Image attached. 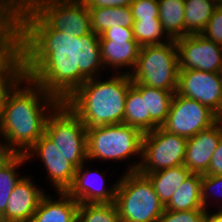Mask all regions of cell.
I'll return each instance as SVG.
<instances>
[{
    "instance_id": "2e32d148",
    "label": "cell",
    "mask_w": 222,
    "mask_h": 222,
    "mask_svg": "<svg viewBox=\"0 0 222 222\" xmlns=\"http://www.w3.org/2000/svg\"><path fill=\"white\" fill-rule=\"evenodd\" d=\"M23 176L8 199L0 222H30L45 191L36 188L34 180Z\"/></svg>"
},
{
    "instance_id": "7402d4cb",
    "label": "cell",
    "mask_w": 222,
    "mask_h": 222,
    "mask_svg": "<svg viewBox=\"0 0 222 222\" xmlns=\"http://www.w3.org/2000/svg\"><path fill=\"white\" fill-rule=\"evenodd\" d=\"M192 172L184 165L162 169L146 174L158 195L160 202L165 206L174 192L180 187Z\"/></svg>"
},
{
    "instance_id": "5b68a950",
    "label": "cell",
    "mask_w": 222,
    "mask_h": 222,
    "mask_svg": "<svg viewBox=\"0 0 222 222\" xmlns=\"http://www.w3.org/2000/svg\"><path fill=\"white\" fill-rule=\"evenodd\" d=\"M178 54L175 40L164 44L147 45L140 49L132 82L175 93L178 86Z\"/></svg>"
},
{
    "instance_id": "60d3db41",
    "label": "cell",
    "mask_w": 222,
    "mask_h": 222,
    "mask_svg": "<svg viewBox=\"0 0 222 222\" xmlns=\"http://www.w3.org/2000/svg\"><path fill=\"white\" fill-rule=\"evenodd\" d=\"M7 153H5L1 148H0V160L6 155Z\"/></svg>"
},
{
    "instance_id": "5bb4252c",
    "label": "cell",
    "mask_w": 222,
    "mask_h": 222,
    "mask_svg": "<svg viewBox=\"0 0 222 222\" xmlns=\"http://www.w3.org/2000/svg\"><path fill=\"white\" fill-rule=\"evenodd\" d=\"M27 160H42L47 170V177L57 192H66L71 186L76 168L68 162L67 157L58 149L54 142L44 133L24 154ZM30 158V159H29Z\"/></svg>"
},
{
    "instance_id": "8d00e7d4",
    "label": "cell",
    "mask_w": 222,
    "mask_h": 222,
    "mask_svg": "<svg viewBox=\"0 0 222 222\" xmlns=\"http://www.w3.org/2000/svg\"><path fill=\"white\" fill-rule=\"evenodd\" d=\"M88 9L102 8V7H127L130 6L134 0H83Z\"/></svg>"
},
{
    "instance_id": "7a4b0ae2",
    "label": "cell",
    "mask_w": 222,
    "mask_h": 222,
    "mask_svg": "<svg viewBox=\"0 0 222 222\" xmlns=\"http://www.w3.org/2000/svg\"><path fill=\"white\" fill-rule=\"evenodd\" d=\"M59 103L41 86L24 76L9 91L5 100L0 121V137L5 142L0 141V148L5 153L25 154L45 133L48 115Z\"/></svg>"
},
{
    "instance_id": "52a82bcc",
    "label": "cell",
    "mask_w": 222,
    "mask_h": 222,
    "mask_svg": "<svg viewBox=\"0 0 222 222\" xmlns=\"http://www.w3.org/2000/svg\"><path fill=\"white\" fill-rule=\"evenodd\" d=\"M45 134L76 169L88 161L87 128L65 102H60L48 115Z\"/></svg>"
},
{
    "instance_id": "e0dca14e",
    "label": "cell",
    "mask_w": 222,
    "mask_h": 222,
    "mask_svg": "<svg viewBox=\"0 0 222 222\" xmlns=\"http://www.w3.org/2000/svg\"><path fill=\"white\" fill-rule=\"evenodd\" d=\"M84 168L85 163H83L78 169H76L73 182L66 192L79 204L114 203L118 181L115 182V184L111 188L107 189L104 185L105 179L101 172H99L98 170H84ZM94 174L96 176H100V185H96V183L94 182ZM91 175H94V178L91 177Z\"/></svg>"
},
{
    "instance_id": "4dcf8cb0",
    "label": "cell",
    "mask_w": 222,
    "mask_h": 222,
    "mask_svg": "<svg viewBox=\"0 0 222 222\" xmlns=\"http://www.w3.org/2000/svg\"><path fill=\"white\" fill-rule=\"evenodd\" d=\"M130 7L133 19H159L158 0H134Z\"/></svg>"
},
{
    "instance_id": "74e56055",
    "label": "cell",
    "mask_w": 222,
    "mask_h": 222,
    "mask_svg": "<svg viewBox=\"0 0 222 222\" xmlns=\"http://www.w3.org/2000/svg\"><path fill=\"white\" fill-rule=\"evenodd\" d=\"M21 17L26 14L33 4V0H5Z\"/></svg>"
},
{
    "instance_id": "b9f144b4",
    "label": "cell",
    "mask_w": 222,
    "mask_h": 222,
    "mask_svg": "<svg viewBox=\"0 0 222 222\" xmlns=\"http://www.w3.org/2000/svg\"><path fill=\"white\" fill-rule=\"evenodd\" d=\"M219 73H220V76H221V81H222V69H221V71H220Z\"/></svg>"
},
{
    "instance_id": "9a60e30c",
    "label": "cell",
    "mask_w": 222,
    "mask_h": 222,
    "mask_svg": "<svg viewBox=\"0 0 222 222\" xmlns=\"http://www.w3.org/2000/svg\"><path fill=\"white\" fill-rule=\"evenodd\" d=\"M222 134V122L187 138L184 166L192 173L206 174Z\"/></svg>"
},
{
    "instance_id": "603a6c76",
    "label": "cell",
    "mask_w": 222,
    "mask_h": 222,
    "mask_svg": "<svg viewBox=\"0 0 222 222\" xmlns=\"http://www.w3.org/2000/svg\"><path fill=\"white\" fill-rule=\"evenodd\" d=\"M91 29L97 35L111 27L132 28L134 19L130 6L127 7H102L89 9Z\"/></svg>"
},
{
    "instance_id": "ac0fdd59",
    "label": "cell",
    "mask_w": 222,
    "mask_h": 222,
    "mask_svg": "<svg viewBox=\"0 0 222 222\" xmlns=\"http://www.w3.org/2000/svg\"><path fill=\"white\" fill-rule=\"evenodd\" d=\"M56 193L57 201L46 194L42 197L30 222H78L79 203L67 192Z\"/></svg>"
},
{
    "instance_id": "44dd1931",
    "label": "cell",
    "mask_w": 222,
    "mask_h": 222,
    "mask_svg": "<svg viewBox=\"0 0 222 222\" xmlns=\"http://www.w3.org/2000/svg\"><path fill=\"white\" fill-rule=\"evenodd\" d=\"M202 174L191 173L164 206L170 211L206 210L201 201Z\"/></svg>"
},
{
    "instance_id": "f35d334b",
    "label": "cell",
    "mask_w": 222,
    "mask_h": 222,
    "mask_svg": "<svg viewBox=\"0 0 222 222\" xmlns=\"http://www.w3.org/2000/svg\"><path fill=\"white\" fill-rule=\"evenodd\" d=\"M207 210L204 222H222V208L219 207L215 213L210 214Z\"/></svg>"
},
{
    "instance_id": "277c9868",
    "label": "cell",
    "mask_w": 222,
    "mask_h": 222,
    "mask_svg": "<svg viewBox=\"0 0 222 222\" xmlns=\"http://www.w3.org/2000/svg\"><path fill=\"white\" fill-rule=\"evenodd\" d=\"M118 180L114 203L121 222H157L165 208L149 178L133 171Z\"/></svg>"
},
{
    "instance_id": "6da1fadb",
    "label": "cell",
    "mask_w": 222,
    "mask_h": 222,
    "mask_svg": "<svg viewBox=\"0 0 222 222\" xmlns=\"http://www.w3.org/2000/svg\"><path fill=\"white\" fill-rule=\"evenodd\" d=\"M21 25L23 73L59 102L104 69L99 35L93 31L75 37L53 30L32 8Z\"/></svg>"
},
{
    "instance_id": "4fadbf2b",
    "label": "cell",
    "mask_w": 222,
    "mask_h": 222,
    "mask_svg": "<svg viewBox=\"0 0 222 222\" xmlns=\"http://www.w3.org/2000/svg\"><path fill=\"white\" fill-rule=\"evenodd\" d=\"M176 92L179 95L198 101L218 117L222 115V81L220 73L196 69L179 70Z\"/></svg>"
},
{
    "instance_id": "8fae6325",
    "label": "cell",
    "mask_w": 222,
    "mask_h": 222,
    "mask_svg": "<svg viewBox=\"0 0 222 222\" xmlns=\"http://www.w3.org/2000/svg\"><path fill=\"white\" fill-rule=\"evenodd\" d=\"M99 39L103 67L116 69L115 74L122 73L119 68L129 67L131 70L128 72L126 68L127 72L123 73L130 74L136 66L141 49L134 38L132 28L111 27L103 31Z\"/></svg>"
},
{
    "instance_id": "d590c367",
    "label": "cell",
    "mask_w": 222,
    "mask_h": 222,
    "mask_svg": "<svg viewBox=\"0 0 222 222\" xmlns=\"http://www.w3.org/2000/svg\"><path fill=\"white\" fill-rule=\"evenodd\" d=\"M208 175H222V134L217 149L209 163Z\"/></svg>"
},
{
    "instance_id": "836d02e7",
    "label": "cell",
    "mask_w": 222,
    "mask_h": 222,
    "mask_svg": "<svg viewBox=\"0 0 222 222\" xmlns=\"http://www.w3.org/2000/svg\"><path fill=\"white\" fill-rule=\"evenodd\" d=\"M21 25V16L5 1L0 0V28Z\"/></svg>"
},
{
    "instance_id": "ba28073f",
    "label": "cell",
    "mask_w": 222,
    "mask_h": 222,
    "mask_svg": "<svg viewBox=\"0 0 222 222\" xmlns=\"http://www.w3.org/2000/svg\"><path fill=\"white\" fill-rule=\"evenodd\" d=\"M187 138L170 133L162 127L143 134L141 161L132 163L126 172L143 175L184 165Z\"/></svg>"
},
{
    "instance_id": "cb8c5ba5",
    "label": "cell",
    "mask_w": 222,
    "mask_h": 222,
    "mask_svg": "<svg viewBox=\"0 0 222 222\" xmlns=\"http://www.w3.org/2000/svg\"><path fill=\"white\" fill-rule=\"evenodd\" d=\"M184 36L201 34L220 2L215 0H184Z\"/></svg>"
},
{
    "instance_id": "ffe728a7",
    "label": "cell",
    "mask_w": 222,
    "mask_h": 222,
    "mask_svg": "<svg viewBox=\"0 0 222 222\" xmlns=\"http://www.w3.org/2000/svg\"><path fill=\"white\" fill-rule=\"evenodd\" d=\"M0 73H23L22 26L0 28Z\"/></svg>"
},
{
    "instance_id": "83f0119b",
    "label": "cell",
    "mask_w": 222,
    "mask_h": 222,
    "mask_svg": "<svg viewBox=\"0 0 222 222\" xmlns=\"http://www.w3.org/2000/svg\"><path fill=\"white\" fill-rule=\"evenodd\" d=\"M132 31L135 40L141 47L164 44L171 40L163 30L160 19H134ZM165 39L167 40L165 41Z\"/></svg>"
},
{
    "instance_id": "9c48e42d",
    "label": "cell",
    "mask_w": 222,
    "mask_h": 222,
    "mask_svg": "<svg viewBox=\"0 0 222 222\" xmlns=\"http://www.w3.org/2000/svg\"><path fill=\"white\" fill-rule=\"evenodd\" d=\"M32 9L53 30L75 37L92 32L90 12L83 0H33Z\"/></svg>"
},
{
    "instance_id": "3957f363",
    "label": "cell",
    "mask_w": 222,
    "mask_h": 222,
    "mask_svg": "<svg viewBox=\"0 0 222 222\" xmlns=\"http://www.w3.org/2000/svg\"><path fill=\"white\" fill-rule=\"evenodd\" d=\"M108 79H87L65 101L86 127L123 123L126 95L133 82L128 73H114Z\"/></svg>"
},
{
    "instance_id": "e575fe53",
    "label": "cell",
    "mask_w": 222,
    "mask_h": 222,
    "mask_svg": "<svg viewBox=\"0 0 222 222\" xmlns=\"http://www.w3.org/2000/svg\"><path fill=\"white\" fill-rule=\"evenodd\" d=\"M24 76V73H0V93H9Z\"/></svg>"
},
{
    "instance_id": "f1b7e54d",
    "label": "cell",
    "mask_w": 222,
    "mask_h": 222,
    "mask_svg": "<svg viewBox=\"0 0 222 222\" xmlns=\"http://www.w3.org/2000/svg\"><path fill=\"white\" fill-rule=\"evenodd\" d=\"M78 222H121L115 203H82Z\"/></svg>"
},
{
    "instance_id": "7c38bea8",
    "label": "cell",
    "mask_w": 222,
    "mask_h": 222,
    "mask_svg": "<svg viewBox=\"0 0 222 222\" xmlns=\"http://www.w3.org/2000/svg\"><path fill=\"white\" fill-rule=\"evenodd\" d=\"M179 70L196 69L219 73L222 69V45L202 34L186 35L175 40Z\"/></svg>"
},
{
    "instance_id": "30bf717a",
    "label": "cell",
    "mask_w": 222,
    "mask_h": 222,
    "mask_svg": "<svg viewBox=\"0 0 222 222\" xmlns=\"http://www.w3.org/2000/svg\"><path fill=\"white\" fill-rule=\"evenodd\" d=\"M218 120L219 117L208 107L175 92L168 116L161 127L170 133L190 138Z\"/></svg>"
},
{
    "instance_id": "1f68e13d",
    "label": "cell",
    "mask_w": 222,
    "mask_h": 222,
    "mask_svg": "<svg viewBox=\"0 0 222 222\" xmlns=\"http://www.w3.org/2000/svg\"><path fill=\"white\" fill-rule=\"evenodd\" d=\"M201 34L214 43L222 45V4H218Z\"/></svg>"
},
{
    "instance_id": "4316f807",
    "label": "cell",
    "mask_w": 222,
    "mask_h": 222,
    "mask_svg": "<svg viewBox=\"0 0 222 222\" xmlns=\"http://www.w3.org/2000/svg\"><path fill=\"white\" fill-rule=\"evenodd\" d=\"M123 123L146 133V95L132 85L126 95Z\"/></svg>"
},
{
    "instance_id": "ab89813d",
    "label": "cell",
    "mask_w": 222,
    "mask_h": 222,
    "mask_svg": "<svg viewBox=\"0 0 222 222\" xmlns=\"http://www.w3.org/2000/svg\"><path fill=\"white\" fill-rule=\"evenodd\" d=\"M7 95L8 93H0V121H1L2 111L4 108V103H5Z\"/></svg>"
},
{
    "instance_id": "d4e9b609",
    "label": "cell",
    "mask_w": 222,
    "mask_h": 222,
    "mask_svg": "<svg viewBox=\"0 0 222 222\" xmlns=\"http://www.w3.org/2000/svg\"><path fill=\"white\" fill-rule=\"evenodd\" d=\"M28 161L24 154L7 153L0 160V217L5 208L11 192L23 177L16 172L17 167Z\"/></svg>"
},
{
    "instance_id": "d6986e66",
    "label": "cell",
    "mask_w": 222,
    "mask_h": 222,
    "mask_svg": "<svg viewBox=\"0 0 222 222\" xmlns=\"http://www.w3.org/2000/svg\"><path fill=\"white\" fill-rule=\"evenodd\" d=\"M132 85L141 95H146V133L161 127L168 116L174 93L139 82H133Z\"/></svg>"
},
{
    "instance_id": "f546056e",
    "label": "cell",
    "mask_w": 222,
    "mask_h": 222,
    "mask_svg": "<svg viewBox=\"0 0 222 222\" xmlns=\"http://www.w3.org/2000/svg\"><path fill=\"white\" fill-rule=\"evenodd\" d=\"M207 210H165L157 222H204Z\"/></svg>"
},
{
    "instance_id": "8992f818",
    "label": "cell",
    "mask_w": 222,
    "mask_h": 222,
    "mask_svg": "<svg viewBox=\"0 0 222 222\" xmlns=\"http://www.w3.org/2000/svg\"><path fill=\"white\" fill-rule=\"evenodd\" d=\"M87 128L88 160H124L139 154L141 161L143 133L127 124Z\"/></svg>"
},
{
    "instance_id": "d6a6232c",
    "label": "cell",
    "mask_w": 222,
    "mask_h": 222,
    "mask_svg": "<svg viewBox=\"0 0 222 222\" xmlns=\"http://www.w3.org/2000/svg\"><path fill=\"white\" fill-rule=\"evenodd\" d=\"M216 187V188H215ZM217 190L219 193V196L222 197V175H208V174H203L202 175V180H201V201L203 204V208L208 210V201L210 195L213 193V190ZM210 191V193H209ZM212 192V193H211ZM214 194V193H213ZM215 196V194H214Z\"/></svg>"
},
{
    "instance_id": "484cf974",
    "label": "cell",
    "mask_w": 222,
    "mask_h": 222,
    "mask_svg": "<svg viewBox=\"0 0 222 222\" xmlns=\"http://www.w3.org/2000/svg\"><path fill=\"white\" fill-rule=\"evenodd\" d=\"M159 19L171 40L184 37V0H158Z\"/></svg>"
}]
</instances>
